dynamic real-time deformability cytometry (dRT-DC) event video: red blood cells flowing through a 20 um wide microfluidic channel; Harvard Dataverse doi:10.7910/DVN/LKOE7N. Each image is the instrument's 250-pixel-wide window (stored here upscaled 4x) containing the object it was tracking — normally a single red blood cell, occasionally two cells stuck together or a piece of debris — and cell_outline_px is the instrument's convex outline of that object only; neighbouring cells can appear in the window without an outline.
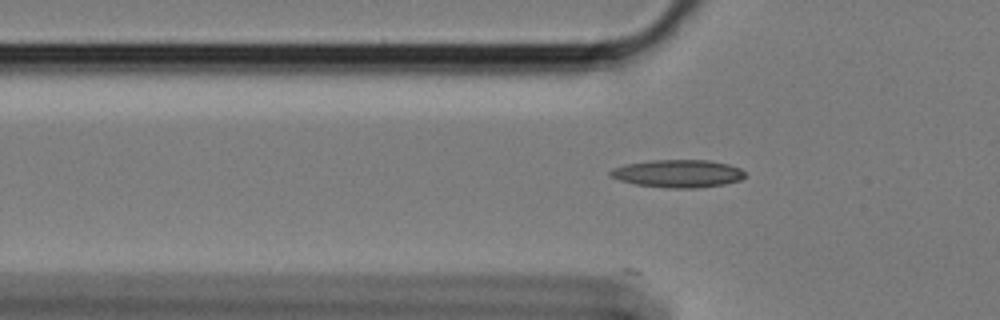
{"species": "Egyptian fruit bat (a non-hibernating species)", "species_latin": "Rousettus aegyptiacus", "temperature_condition": "cold", "stored_images_in_passage": 40, "camera_frame_rate_fps": 3000, "um_per_image_px": 0.085, "animal": {"sex": "female"}, "frame": {"image": 1, "passage_image": 4, "time_ms": 1.0, "image_size_px": [1000, 320], "cell_outline_px": [[744, 176], [740, 180], [724, 184], [696, 188], [668, 188], [636, 184], [620, 180], [608, 176], [608, 172], [612, 168], [624, 164], [652, 160], [708, 160], [728, 164], [740, 168], [744, 172]], "centroid_in_image_um": [57.58, 14.75], "position_along_channel_um": 68.2, "area_um2": 21.79}}
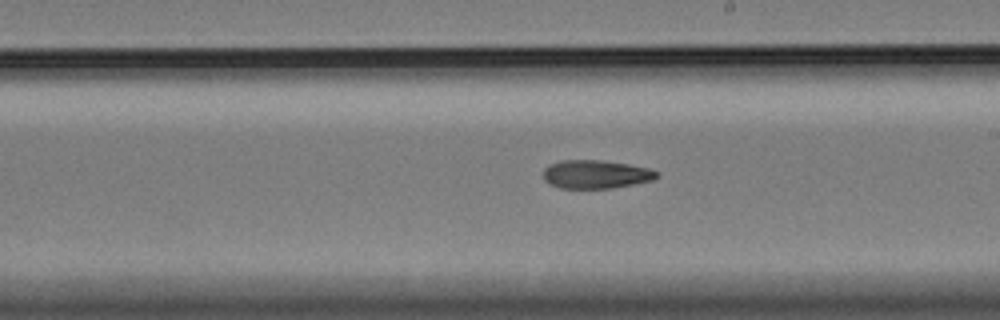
{"frame": {"image": 2, "passage_image": 19, "time_ms": 6.0, "image_size_px": [1000, 320], "cell_outline_px": [[660, 176], [652, 180], [612, 188], [560, 188], [544, 180], [544, 168], [548, 164], [560, 160], [600, 160], [628, 164], [648, 168], [660, 172]], "centroid_in_image_um": [50.65, 14.8], "position_along_channel_um": 238.4, "area_um2": 18.79}}
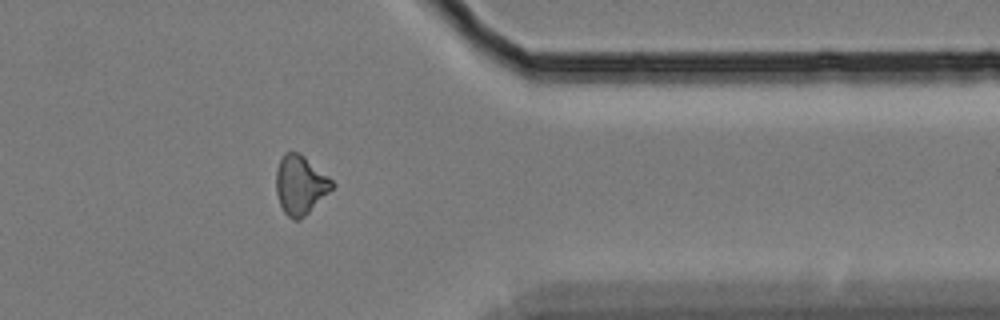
{"frame": {"image": 3, "passage_image": 33, "time_ms": 10.667, "image_size_px": [1000, 320], "cell_outline_px": [[336, 184], [300, 220], [292, 220], [284, 212], [280, 204], [276, 192], [276, 172], [280, 160], [284, 152], [300, 152], [328, 176]], "centroid_in_image_um": [25.51, 15.7], "position_along_channel_um": 385.9, "area_um2": 19.02}}